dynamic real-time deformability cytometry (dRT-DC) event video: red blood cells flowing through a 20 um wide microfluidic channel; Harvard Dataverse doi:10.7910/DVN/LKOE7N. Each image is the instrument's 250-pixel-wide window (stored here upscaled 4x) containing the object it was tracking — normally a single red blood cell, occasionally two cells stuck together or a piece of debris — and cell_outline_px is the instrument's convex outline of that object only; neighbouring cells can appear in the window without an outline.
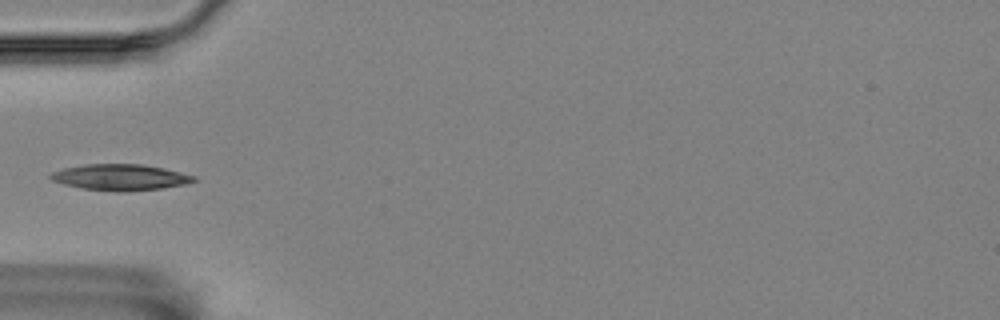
{"species": "Egyptian fruit bat (a non-hibernating species)", "species_latin": "Rousettus aegyptiacus", "temperature_condition": "room temperature", "stored_images_in_passage": 4, "camera_frame_rate_fps": 3000, "um_per_image_px": 0.085, "animal": {"sex": "female"}, "frame": {"image": 1, "passage_image": 4, "time_ms": 1.0, "image_size_px": [1000, 320], "cell_outline_px": [[196, 180], [184, 184], [164, 188], [124, 192], [116, 192], [80, 188], [64, 184], [52, 180], [48, 176], [52, 172], [64, 168], [84, 164], [140, 164], [164, 168], [196, 176]], "centroid_in_image_um": [10.21, 15.07], "position_along_channel_um": 74.8, "area_um2": 21.85}}